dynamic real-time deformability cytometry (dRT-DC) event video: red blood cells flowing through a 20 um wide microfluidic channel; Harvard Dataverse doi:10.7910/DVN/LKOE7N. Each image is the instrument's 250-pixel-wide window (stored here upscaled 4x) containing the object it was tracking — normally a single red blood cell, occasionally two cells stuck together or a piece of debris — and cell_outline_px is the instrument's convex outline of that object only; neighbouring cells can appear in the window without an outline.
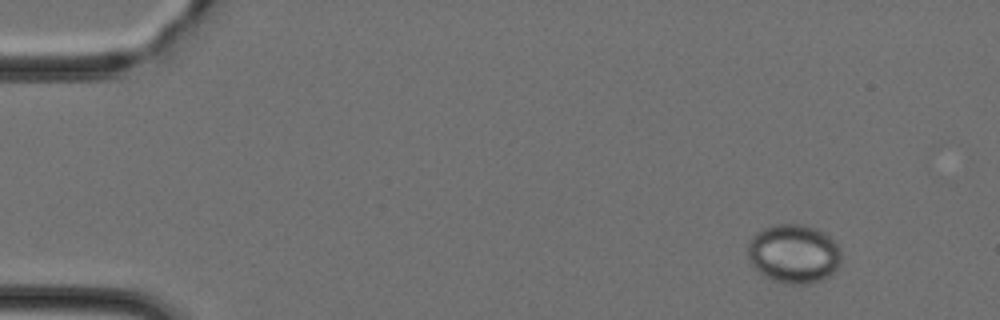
{"species": "Egyptian fruit bat (a non-hibernating species)", "species_latin": "Rousettus aegyptiacus", "temperature_condition": "cold", "stored_images_in_passage": 37, "camera_frame_rate_fps": 3000, "um_per_image_px": 0.085, "animal": {"sex": "female"}, "frame": {"image": 1, "passage_image": 1, "time_ms": 0.0, "image_size_px": [1000, 320], "cell_outline_px": [[840, 264], [828, 276], [820, 280], [808, 284], [788, 284], [764, 276], [752, 264], [748, 256], [748, 244], [752, 236], [756, 232], [764, 228], [776, 224], [804, 224], [816, 228], [824, 232], [840, 248]], "centroid_in_image_um": [67.46, 21.55], "position_along_channel_um": 17.5, "area_um2": 31.91}}
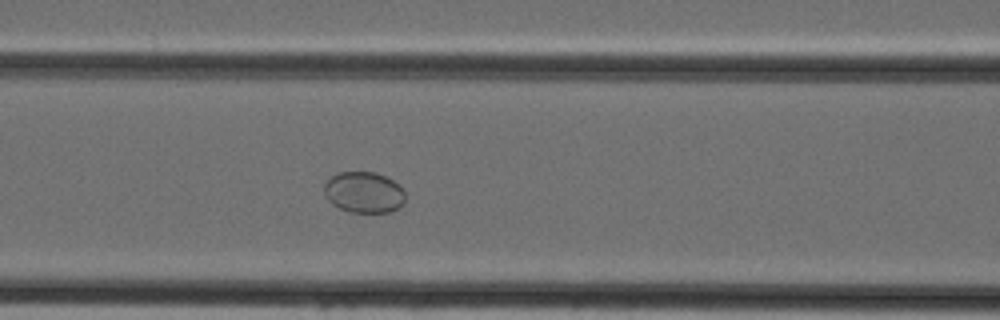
{"frame": {"image": 2, "passage_image": 16, "time_ms": 5.0, "image_size_px": [1000, 320], "cell_outline_px": [[404, 204], [400, 208], [388, 212], [352, 212], [340, 208], [332, 204], [324, 196], [324, 184], [336, 172], [376, 172], [392, 180], [404, 188]], "centroid_in_image_um": [30.93, 16.35], "position_along_channel_um": 135.7, "area_um2": 19.54}}
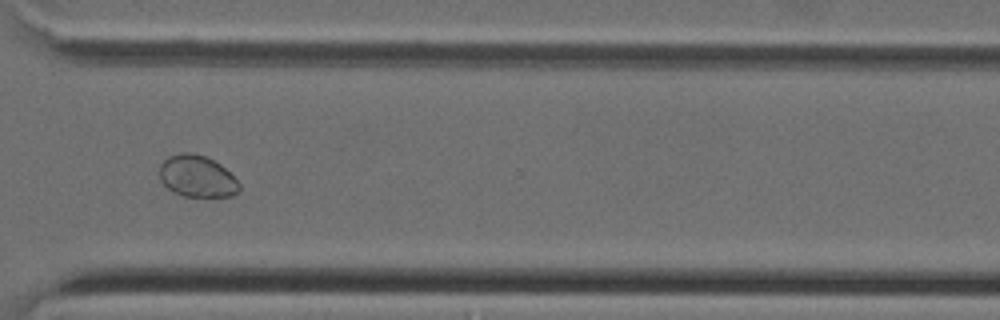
{"frame": {"image": 3, "passage_image": 31, "time_ms": 10.0, "image_size_px": [1000, 320], "cell_outline_px": [[240, 192], [232, 196], [184, 196], [172, 192], [160, 180], [160, 164], [168, 156], [180, 152], [192, 152], [204, 156], [220, 164], [240, 184]], "centroid_in_image_um": [16.74, 14.98], "position_along_channel_um": 353.9, "area_um2": 19.36}}